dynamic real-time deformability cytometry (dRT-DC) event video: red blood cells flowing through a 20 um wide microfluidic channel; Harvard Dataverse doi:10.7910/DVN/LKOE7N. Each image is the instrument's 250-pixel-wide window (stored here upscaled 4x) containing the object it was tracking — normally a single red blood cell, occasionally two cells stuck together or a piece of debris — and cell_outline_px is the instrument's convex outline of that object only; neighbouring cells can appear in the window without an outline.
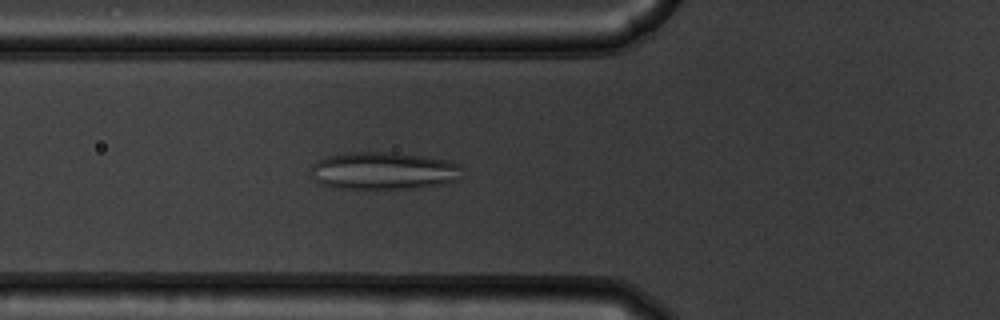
{"species": "common noctule bat (a hibernating species)", "species_latin": "Nyctalus noctula", "temperature_condition": "warm", "stored_images_in_passage": 55, "camera_frame_rate_fps": 3000, "um_per_image_px": 0.085, "animal": {"sex": "male", "body_mass_g": 19.5, "forearm_length_mm": 54.6}, "frame": {"image": 1, "passage_image": 21, "time_ms": 6.667, "image_size_px": [1000, 320], "cell_outline_px": [[460, 180], [444, 184], [412, 188], [376, 192], [336, 188], [320, 184], [316, 180], [312, 168], [312, 164], [328, 156], [352, 152], [392, 152], [424, 156], [444, 160], [460, 164]], "centroid_in_image_um": [32.61, 14.57], "position_along_channel_um": 93.2, "area_um2": 33.87}}
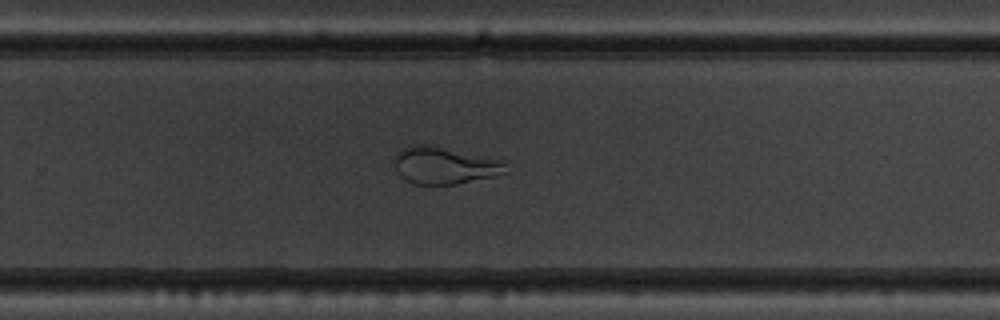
{"frame": {"image": 2, "passage_image": 37, "time_ms": 12.0, "image_size_px": [1000, 320], "cell_outline_px": [[508, 172], [496, 176], [456, 184], [412, 184], [404, 180], [400, 176], [392, 160], [396, 152], [404, 148], [416, 144], [432, 144], [504, 160]], "centroid_in_image_um": [37.78, 14.05], "position_along_channel_um": 292.0, "area_um2": 24.62}}
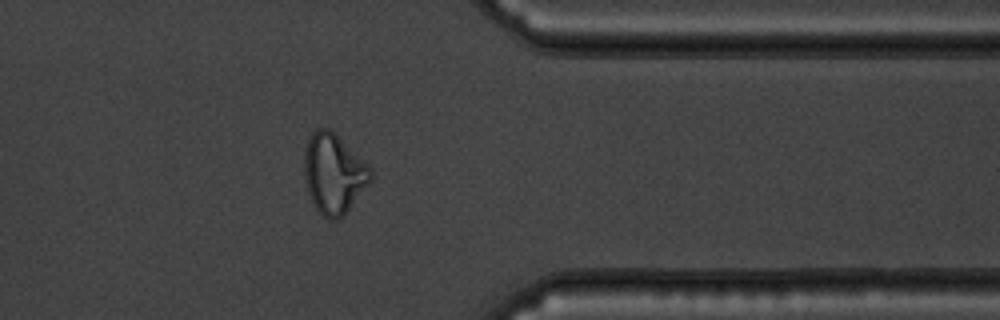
{"frame": {"image": 3, "passage_image": 45, "time_ms": 14.667, "image_size_px": [1000, 320], "cell_outline_px": [[372, 180], [344, 216], [336, 220], [328, 220], [316, 208], [308, 192], [304, 180], [304, 152], [308, 140], [312, 132], [316, 128], [328, 128], [336, 132], [372, 168]], "centroid_in_image_um": [28.38, 14.74], "position_along_channel_um": 383.0, "area_um2": 31.33}}